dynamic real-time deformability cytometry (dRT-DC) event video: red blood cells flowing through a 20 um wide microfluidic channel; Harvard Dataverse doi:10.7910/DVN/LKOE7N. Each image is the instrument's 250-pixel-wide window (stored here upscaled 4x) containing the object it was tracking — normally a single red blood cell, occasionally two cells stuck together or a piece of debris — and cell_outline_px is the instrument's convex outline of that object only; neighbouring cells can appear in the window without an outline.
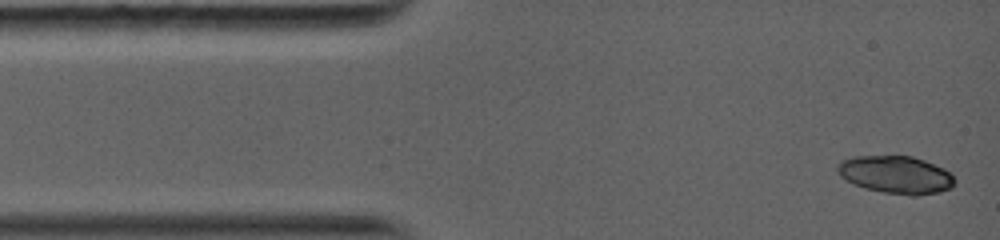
{"species": "common noctule bat (a hibernating species)", "species_latin": "Nyctalus noctula", "temperature_condition": "warm", "stored_images_in_passage": 8, "camera_frame_rate_fps": 5000, "um_per_image_px": 0.085, "animal": {"sex": "female", "body_mass_g": 19.0, "forearm_length_mm": 56.7}, "frame": {"image": 1, "passage_image": 1, "time_ms": 0.0, "image_size_px": [1000, 240], "cell_outline_px": [[956, 180], [952, 188], [940, 192], [916, 196], [908, 196], [884, 192], [864, 188], [852, 184], [840, 176], [836, 168], [836, 164], [840, 160], [852, 156], [912, 156], [924, 160], [944, 168]], "centroid_in_image_um": [76.13, 14.86], "position_along_channel_um": 8.9, "area_um2": 26.07}}
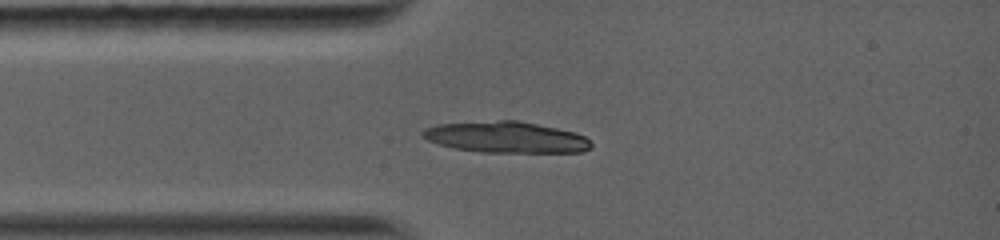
{"frame": {"image": 2, "passage_image": 8, "time_ms": 2.4, "image_size_px": [1000, 240], "cell_outline_px": [[592, 148], [584, 152], [480, 152], [456, 148], [440, 144], [428, 140], [420, 132], [424, 128], [436, 124], [500, 120], [520, 120], [576, 132], [584, 136], [592, 144]], "centroid_in_image_um": [43.05, 11.65], "position_along_channel_um": 42.0, "area_um2": 30.69}}